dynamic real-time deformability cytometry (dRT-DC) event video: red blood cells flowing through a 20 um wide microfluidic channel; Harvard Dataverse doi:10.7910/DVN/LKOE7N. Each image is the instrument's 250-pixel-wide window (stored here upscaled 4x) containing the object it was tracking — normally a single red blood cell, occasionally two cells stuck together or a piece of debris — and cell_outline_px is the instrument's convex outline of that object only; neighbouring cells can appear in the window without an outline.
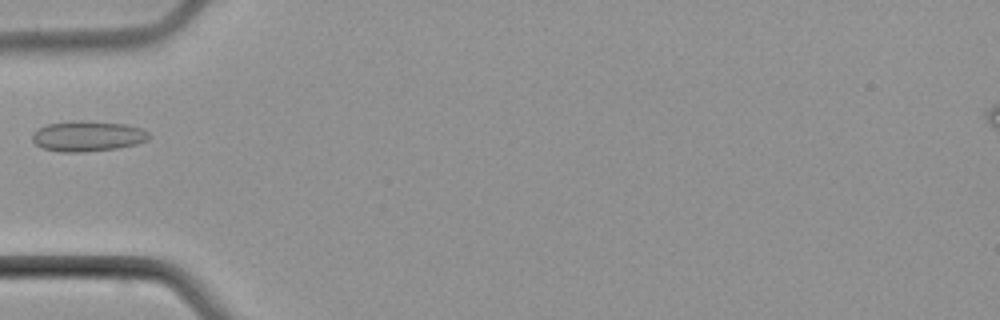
{"species": "common noctule bat (a hibernating species)", "species_latin": "Nyctalus noctula", "temperature_condition": "cold", "stored_images_in_passage": 5, "camera_frame_rate_fps": 3000, "um_per_image_px": 0.085, "animal": {"sex": "male", "body_mass_g": 21.5, "forearm_length_mm": 52.0}, "frame": {"image": 1, "passage_image": 5, "time_ms": 4.667, "image_size_px": [1000, 320], "cell_outline_px": [[152, 136], [148, 140], [136, 144], [116, 148], [80, 152], [60, 152], [44, 148], [36, 144], [32, 140], [32, 132], [48, 124], [72, 120], [80, 120], [124, 124], [140, 128], [148, 132]], "centroid_in_image_um": [7.45, 11.56], "position_along_channel_um": 77.6, "area_um2": 20.63}}